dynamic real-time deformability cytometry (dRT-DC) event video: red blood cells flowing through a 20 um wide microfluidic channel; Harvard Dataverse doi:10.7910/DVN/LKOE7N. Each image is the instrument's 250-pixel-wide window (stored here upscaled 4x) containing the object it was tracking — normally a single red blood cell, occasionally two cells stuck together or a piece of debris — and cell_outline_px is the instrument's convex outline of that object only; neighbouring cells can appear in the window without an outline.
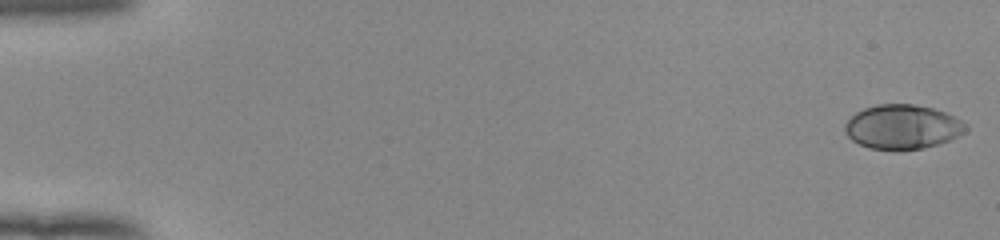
{"species": "human", "species_latin": "Homo sapiens", "temperature_condition": "room temperature", "stored_images_in_passage": 51, "camera_frame_rate_fps": 3000, "um_per_image_px": 0.085, "donor": {"sex": "female"}, "frame": {"image": 1, "passage_image": 1, "time_ms": 0.0, "image_size_px": [1000, 240], "cell_outline_px": [[968, 128], [964, 132], [948, 140], [924, 148], [868, 148], [852, 140], [844, 132], [844, 124], [856, 112], [864, 108], [876, 104], [912, 104], [932, 108], [956, 116]], "centroid_in_image_um": [76.68, 10.75], "position_along_channel_um": 8.3, "area_um2": 30.69}}
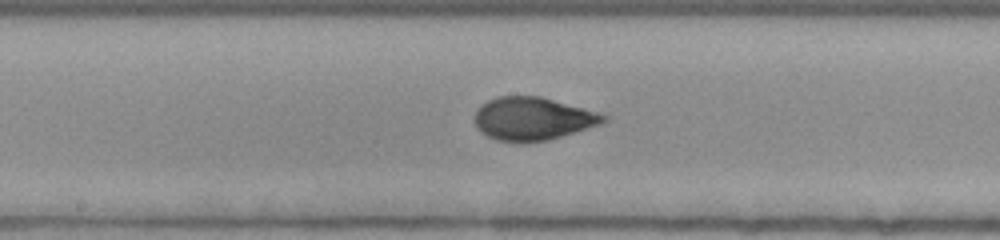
{"frame": {"image": 2, "passage_image": 29, "time_ms": 9.333, "image_size_px": [1000, 240], "cell_outline_px": [[608, 120], [600, 124], [548, 140], [496, 140], [480, 132], [476, 128], [472, 120], [480, 104], [496, 96], [540, 96], [596, 112], [608, 116]], "centroid_in_image_um": [45.22, 10.06], "position_along_channel_um": 203.0, "area_um2": 31.79}}
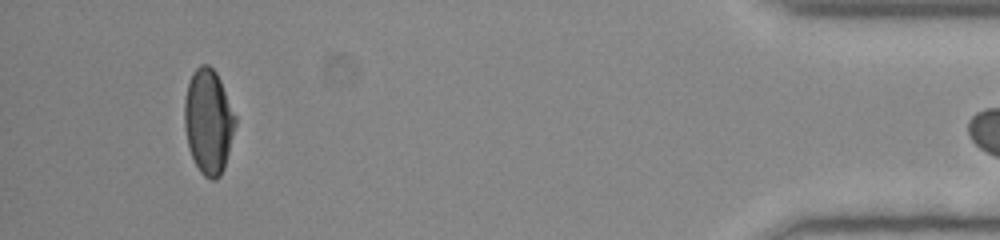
{"frame": {"image": 3, "passage_image": 50, "time_ms": 16.333, "image_size_px": [1000, 240], "cell_outline_px": [[236, 124], [224, 168], [220, 176], [216, 180], [212, 180], [204, 176], [200, 172], [188, 148], [184, 128], [184, 100], [188, 84], [192, 72], [200, 64], [208, 64], [216, 72], [220, 80], [236, 116]], "centroid_in_image_um": [17.7, 10.32], "position_along_channel_um": 417.5, "area_um2": 31.15}}